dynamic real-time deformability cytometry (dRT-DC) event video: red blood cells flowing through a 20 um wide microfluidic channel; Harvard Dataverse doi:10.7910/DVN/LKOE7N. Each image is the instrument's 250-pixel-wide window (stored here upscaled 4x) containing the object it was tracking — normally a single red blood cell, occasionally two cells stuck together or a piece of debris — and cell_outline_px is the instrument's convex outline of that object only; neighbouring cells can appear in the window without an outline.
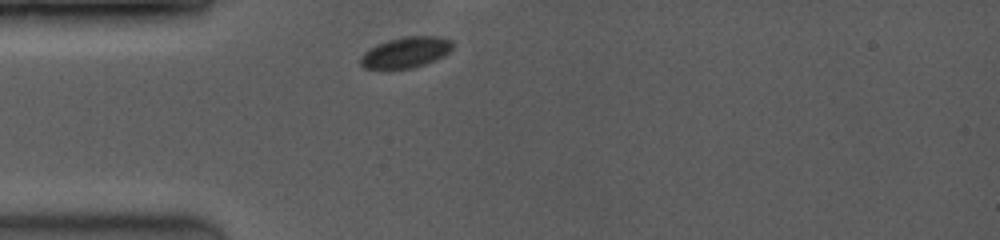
{"species": "common noctule bat (a hibernating species)", "species_latin": "Nyctalus noctula", "temperature_condition": "room temperature", "stored_images_in_passage": 4, "camera_frame_rate_fps": 3500, "um_per_image_px": 0.085, "animal": {"sex": "female", "body_mass_g": 19.0, "forearm_length_mm": 53.3}, "frame": {"image": 1, "passage_image": 1, "time_ms": 0.0, "image_size_px": [1000, 240], "cell_outline_px": [[452, 48], [448, 52], [424, 64], [412, 68], [364, 68], [360, 64], [360, 56], [364, 52], [376, 44], [388, 40], [404, 36], [436, 36], [452, 40]], "centroid_in_image_um": [34.45, 4.43], "position_along_channel_um": 50.6, "area_um2": 16.24}}